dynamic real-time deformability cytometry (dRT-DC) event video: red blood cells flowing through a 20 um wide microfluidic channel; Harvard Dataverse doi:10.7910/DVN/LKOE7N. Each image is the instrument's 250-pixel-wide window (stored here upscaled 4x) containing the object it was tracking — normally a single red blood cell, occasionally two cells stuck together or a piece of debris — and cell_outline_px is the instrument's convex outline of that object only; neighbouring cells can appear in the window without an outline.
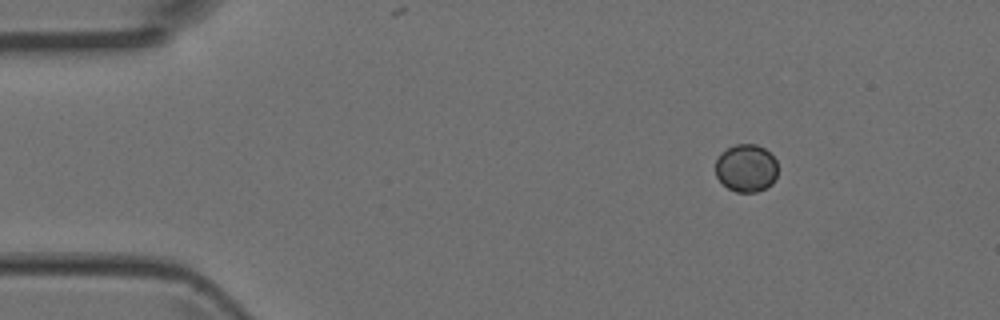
{"species": "Egyptian fruit bat (a non-hibernating species)", "species_latin": "Rousettus aegyptiacus", "temperature_condition": "room temperature", "stored_images_in_passage": 44, "camera_frame_rate_fps": 3000, "um_per_image_px": 0.085, "animal": {"sex": "female"}, "frame": {"image": 1, "passage_image": 1, "time_ms": 0.0, "image_size_px": [1000, 320], "cell_outline_px": [[776, 176], [772, 184], [756, 192], [736, 192], [728, 188], [716, 176], [716, 160], [720, 152], [736, 144], [756, 144], [764, 148], [776, 160]], "centroid_in_image_um": [63.41, 14.28], "position_along_channel_um": 21.6, "area_um2": 17.22}}
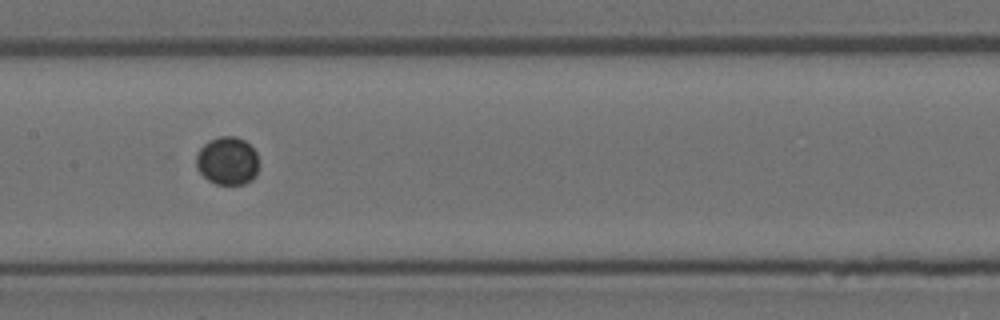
{"frame": {"image": 2, "passage_image": 19, "time_ms": 6.0, "image_size_px": [1000, 320], "cell_outline_px": [[260, 164], [256, 176], [252, 180], [244, 184], [216, 184], [208, 180], [196, 168], [196, 156], [200, 148], [208, 140], [220, 136], [236, 136], [244, 140], [256, 152]], "centroid_in_image_um": [19.35, 13.67], "position_along_channel_um": 188.1, "area_um2": 17.8}}
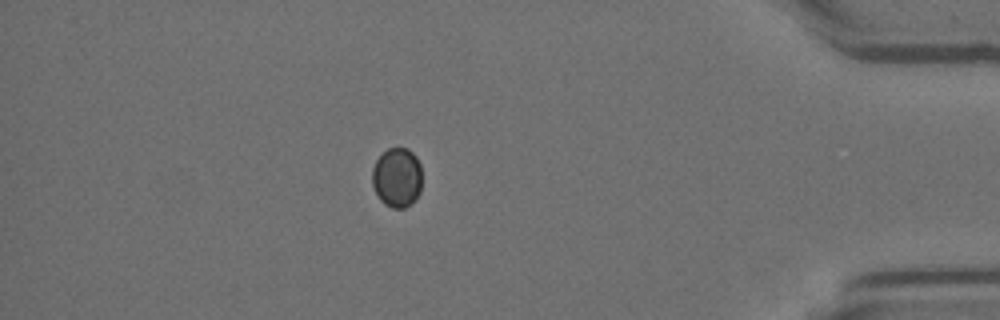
{"frame": {"image": 3, "passage_image": 38, "time_ms": 12.333, "image_size_px": [1000, 320], "cell_outline_px": [[420, 192], [404, 208], [392, 208], [384, 204], [380, 200], [372, 184], [372, 168], [376, 160], [388, 148], [408, 148], [416, 156], [420, 164]], "centroid_in_image_um": [33.72, 15.07], "position_along_channel_um": 401.5, "area_um2": 17.11}}